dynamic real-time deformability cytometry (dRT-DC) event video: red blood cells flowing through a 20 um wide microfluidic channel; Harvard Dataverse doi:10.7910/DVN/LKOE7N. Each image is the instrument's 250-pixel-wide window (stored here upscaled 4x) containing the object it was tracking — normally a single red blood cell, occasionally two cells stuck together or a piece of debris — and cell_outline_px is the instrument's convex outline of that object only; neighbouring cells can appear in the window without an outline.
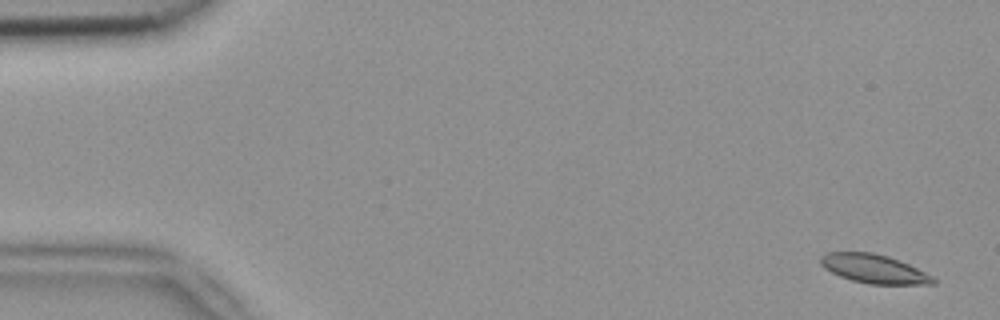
{"species": "common noctule bat (a hibernating species)", "species_latin": "Nyctalus noctula", "temperature_condition": "room temperature", "stored_images_in_passage": 7, "camera_frame_rate_fps": 3000, "um_per_image_px": 0.085, "animal": {"sex": "female", "body_mass_g": 18.4}, "frame": {"image": 1, "passage_image": 1, "time_ms": 0.0, "image_size_px": [1000, 320], "cell_outline_px": [[936, 284], [868, 284], [852, 280], [840, 276], [824, 268], [820, 264], [820, 256], [828, 252], [872, 252], [888, 256], [908, 264], [932, 276], [936, 280]], "centroid_in_image_um": [74.26, 22.84], "position_along_channel_um": 10.7, "area_um2": 18.79}}
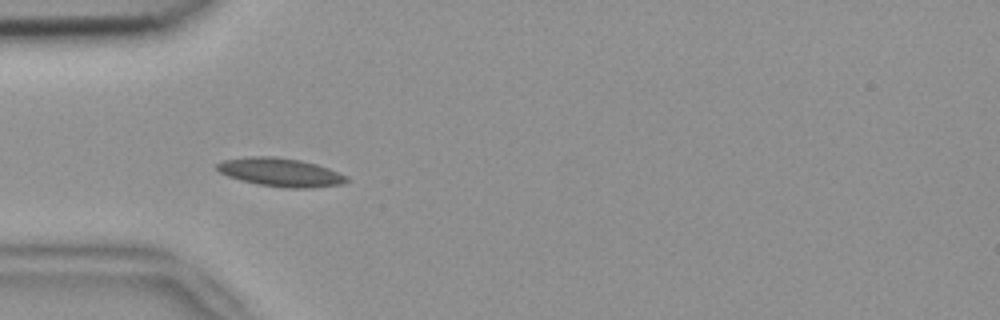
{"frame": {"image": 2, "passage_image": 5, "time_ms": 1.333, "image_size_px": [1000, 320], "cell_outline_px": [[348, 180], [340, 184], [308, 188], [284, 188], [260, 184], [240, 180], [228, 176], [220, 172], [216, 168], [216, 164], [224, 160], [248, 156], [276, 156], [300, 160], [316, 164], [328, 168], [348, 176]], "centroid_in_image_um": [23.82, 14.63], "position_along_channel_um": 61.2, "area_um2": 21.39}}